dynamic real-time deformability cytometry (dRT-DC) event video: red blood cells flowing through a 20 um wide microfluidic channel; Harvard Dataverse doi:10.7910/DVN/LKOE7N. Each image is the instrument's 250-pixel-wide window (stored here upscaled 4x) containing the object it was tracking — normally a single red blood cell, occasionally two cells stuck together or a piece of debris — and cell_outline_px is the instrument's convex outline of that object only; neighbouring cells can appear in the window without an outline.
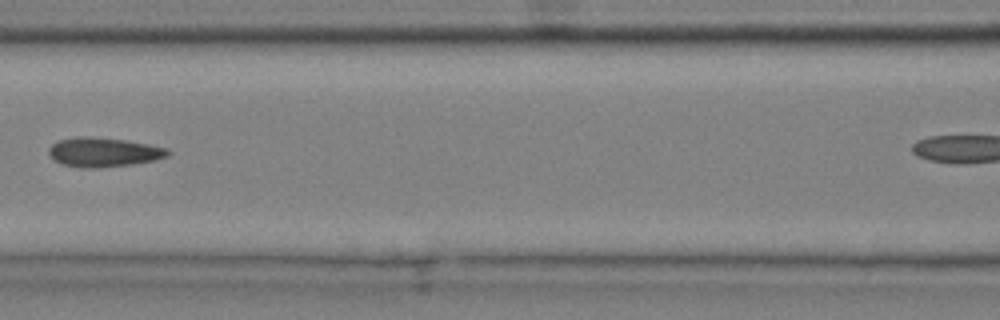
{"species": "common noctule bat (a hibernating species)", "species_latin": "Nyctalus noctula", "temperature_condition": "cold", "stored_images_in_passage": 7, "camera_frame_rate_fps": 3000, "um_per_image_px": 0.085, "animal": {"sex": "male", "body_mass_g": 20.4}, "frame": {"image": 1, "passage_image": 6, "time_ms": 1.667, "image_size_px": [1000, 320], "cell_outline_px": [[172, 152], [168, 156], [156, 160], [132, 164], [96, 168], [80, 168], [64, 164], [56, 160], [48, 152], [48, 148], [56, 140], [80, 136], [88, 136], [128, 140], [168, 148]], "centroid_in_image_um": [8.84, 12.92], "position_along_channel_um": 157.8, "area_um2": 20.46}}